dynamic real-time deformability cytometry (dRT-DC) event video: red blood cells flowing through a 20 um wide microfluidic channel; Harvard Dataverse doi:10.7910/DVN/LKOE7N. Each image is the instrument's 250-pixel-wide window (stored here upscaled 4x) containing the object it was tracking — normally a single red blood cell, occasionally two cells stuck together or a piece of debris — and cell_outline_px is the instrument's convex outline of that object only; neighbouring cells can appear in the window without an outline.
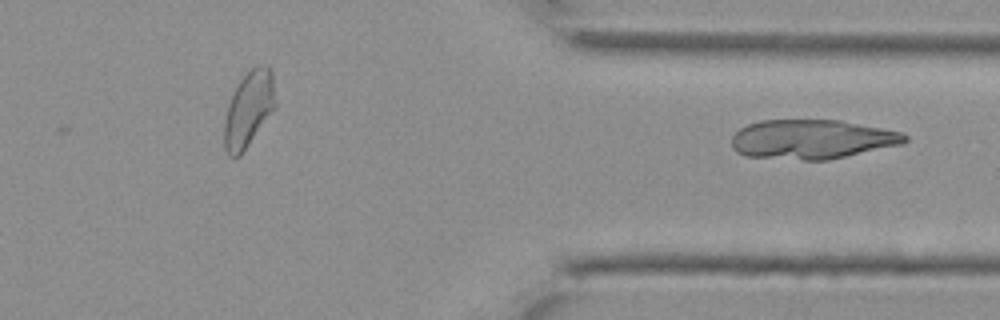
{"species": "Egyptian fruit bat (a non-hibernating species)", "species_latin": "Rousettus aegyptiacus", "temperature_condition": "cold", "stored_images_in_passage": 21, "segment_of_instrument_passage": [2, 2], "camera_frame_rate_fps": 3000, "um_per_image_px": 0.085, "animal": {"sex": "female"}, "frame": {"image": 1, "passage_image": 21, "time_ms": 6.667, "image_size_px": [1000, 320], "cell_outline_px": [[908, 140], [904, 144], [828, 160], [804, 160], [744, 156], [736, 152], [732, 148], [732, 136], [740, 128], [748, 124], [760, 120], [840, 120], [900, 132], [908, 136]], "centroid_in_image_um": [69.0, 11.85], "position_along_channel_um": 342.4, "area_um2": 39.82}}